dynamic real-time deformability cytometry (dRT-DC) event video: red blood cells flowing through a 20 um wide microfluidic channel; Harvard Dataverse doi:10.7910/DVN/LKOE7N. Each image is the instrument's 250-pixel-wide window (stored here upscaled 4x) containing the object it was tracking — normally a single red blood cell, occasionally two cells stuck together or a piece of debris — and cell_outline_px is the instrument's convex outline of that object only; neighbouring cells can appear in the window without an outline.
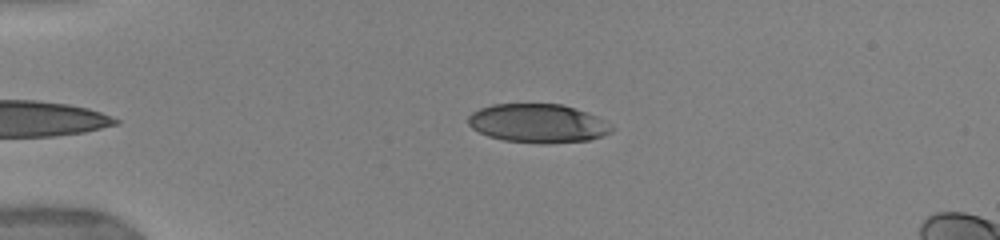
{"species": "human", "species_latin": "Homo sapiens", "temperature_condition": "warm", "stored_images_in_passage": 13, "camera_frame_rate_fps": 3000, "um_per_image_px": 0.085, "donor": {"sex": "female"}, "frame": {"image": 1, "passage_image": 1, "time_ms": 0.0, "image_size_px": [1000, 240], "cell_outline_px": [[616, 128], [612, 132], [604, 136], [588, 140], [548, 144], [540, 144], [504, 140], [488, 136], [472, 128], [468, 124], [468, 116], [472, 112], [480, 108], [492, 104], [560, 104], [576, 108], [588, 112], [612, 124]], "centroid_in_image_um": [45.76, 10.49], "position_along_channel_um": 39.2, "area_um2": 32.77}}
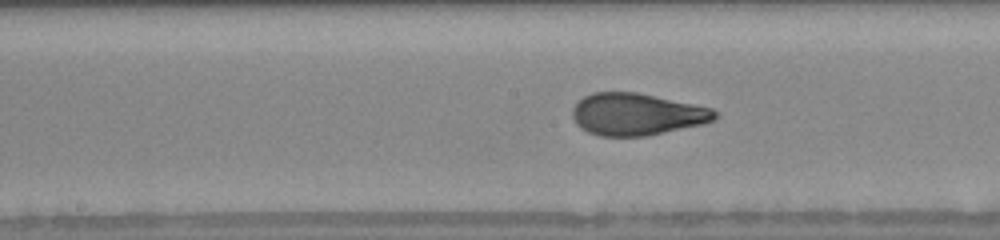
{"frame": {"image": 2, "passage_image": 11, "time_ms": 5.0, "image_size_px": [1000, 240], "cell_outline_px": [[720, 116], [716, 120], [704, 124], [648, 136], [600, 136], [588, 132], [580, 128], [576, 124], [572, 116], [572, 108], [584, 96], [592, 92], [636, 92], [712, 108]], "centroid_in_image_um": [54.13, 9.72], "position_along_channel_um": 194.1, "area_um2": 35.08}}